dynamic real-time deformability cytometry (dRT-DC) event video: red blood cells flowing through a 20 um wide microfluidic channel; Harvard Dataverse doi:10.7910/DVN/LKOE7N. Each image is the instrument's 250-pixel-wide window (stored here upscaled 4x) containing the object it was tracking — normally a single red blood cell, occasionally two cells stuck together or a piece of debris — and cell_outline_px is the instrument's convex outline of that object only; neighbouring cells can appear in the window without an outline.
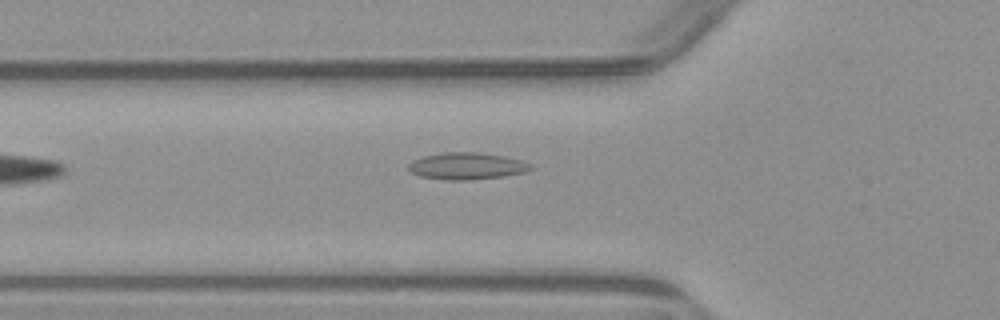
{"species": "common noctule bat (a hibernating species)", "species_latin": "Nyctalus noctula", "temperature_condition": "warm", "stored_images_in_passage": 4, "camera_frame_rate_fps": 3000, "um_per_image_px": 0.085, "animal": {"sex": "male", "body_mass_g": 23.1, "forearm_length_mm": 52.7}, "frame": {"image": 1, "passage_image": 4, "time_ms": 4.667, "image_size_px": [1000, 320], "cell_outline_px": [[536, 168], [524, 172], [500, 176], [464, 180], [448, 180], [420, 176], [412, 172], [408, 168], [408, 164], [412, 160], [424, 156], [448, 152], [476, 152], [504, 156], [520, 160], [532, 164]], "centroid_in_image_um": [39.69, 14.1], "position_along_channel_um": 86.1, "area_um2": 18.9}}